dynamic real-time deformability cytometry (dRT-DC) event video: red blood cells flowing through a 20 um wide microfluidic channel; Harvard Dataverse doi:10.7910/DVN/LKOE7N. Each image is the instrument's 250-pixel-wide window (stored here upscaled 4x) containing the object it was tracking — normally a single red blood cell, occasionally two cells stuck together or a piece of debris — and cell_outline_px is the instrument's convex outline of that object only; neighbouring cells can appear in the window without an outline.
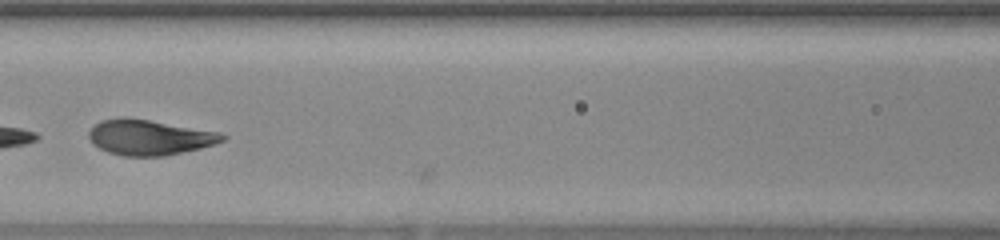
{"species": "human", "species_latin": "Homo sapiens", "temperature_condition": "warm", "stored_images_in_passage": 37, "segment_of_instrument_passage": [2, 2], "camera_frame_rate_fps": 3000, "um_per_image_px": 0.085, "donor": {"sex": "female"}, "frame": {"image": 1, "passage_image": 14, "time_ms": 4.333, "image_size_px": [1000, 240], "cell_outline_px": [[228, 136], [224, 140], [200, 148], [164, 156], [124, 156], [108, 152], [92, 144], [88, 136], [88, 132], [100, 120], [120, 116], [124, 116], [220, 132]], "centroid_in_image_um": [12.66, 11.67], "position_along_channel_um": 153.9, "area_um2": 27.46}}
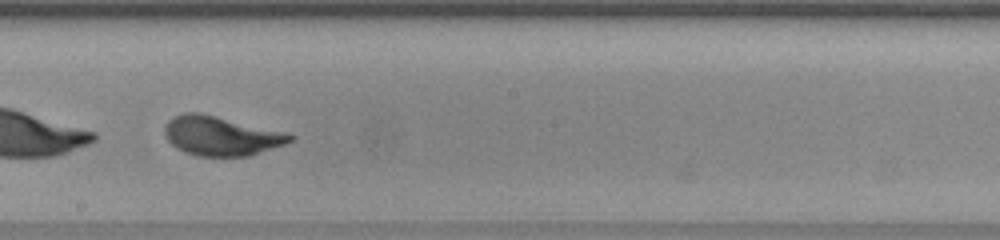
{"frame": {"image": 2, "passage_image": 19, "time_ms": 6.0, "image_size_px": [1000, 240], "cell_outline_px": [[296, 136], [292, 140], [284, 144], [248, 156], [200, 156], [184, 152], [176, 148], [168, 140], [164, 132], [164, 124], [172, 116], [184, 112], [200, 112], [284, 132]], "centroid_in_image_um": [18.73, 11.54], "position_along_channel_um": 229.5, "area_um2": 28.61}}
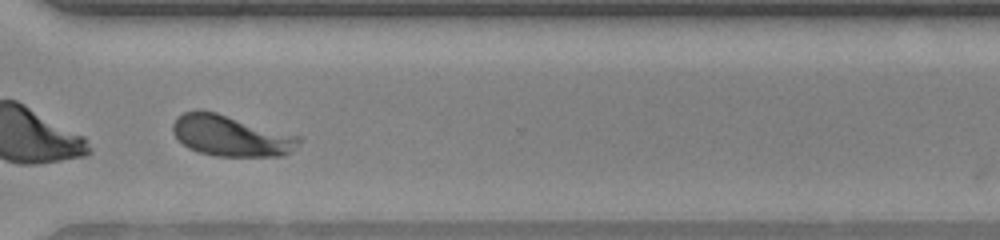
{"frame": {"image": 3, "passage_image": 27, "time_ms": 8.667, "image_size_px": [1000, 240], "cell_outline_px": [[304, 136], [292, 152], [284, 156], [216, 156], [200, 152], [188, 148], [172, 132], [172, 124], [176, 116], [184, 112], [200, 108], [216, 112]], "centroid_in_image_um": [19.66, 11.51], "position_along_channel_um": 350.9, "area_um2": 30.69}}